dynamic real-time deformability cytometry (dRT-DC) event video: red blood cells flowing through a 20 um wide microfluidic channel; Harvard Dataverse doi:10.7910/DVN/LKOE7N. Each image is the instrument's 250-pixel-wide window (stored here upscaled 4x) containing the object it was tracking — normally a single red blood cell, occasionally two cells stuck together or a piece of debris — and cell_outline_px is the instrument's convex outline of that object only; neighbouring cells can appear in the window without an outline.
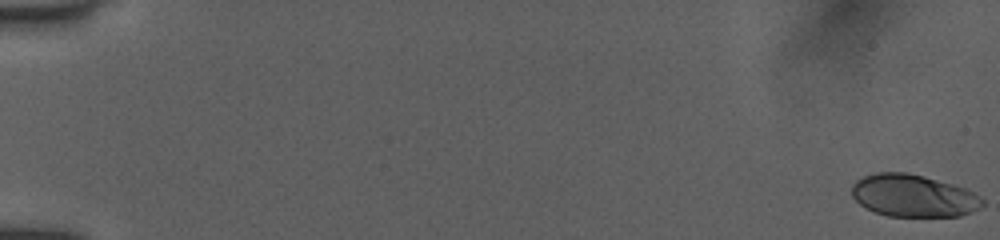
{"species": "human", "species_latin": "Homo sapiens", "temperature_condition": "room temperature", "stored_images_in_passage": 9, "camera_frame_rate_fps": 3000, "um_per_image_px": 0.085, "donor": {"sex": "female"}, "frame": {"image": 1, "passage_image": 1, "time_ms": 0.0, "image_size_px": [1000, 240], "cell_outline_px": [[984, 204], [960, 216], [888, 216], [876, 212], [860, 204], [852, 196], [852, 184], [856, 180], [864, 176], [876, 172], [908, 172], [924, 176], [968, 188], [984, 200]], "centroid_in_image_um": [77.62, 16.62], "position_along_channel_um": 7.4, "area_um2": 32.14}}
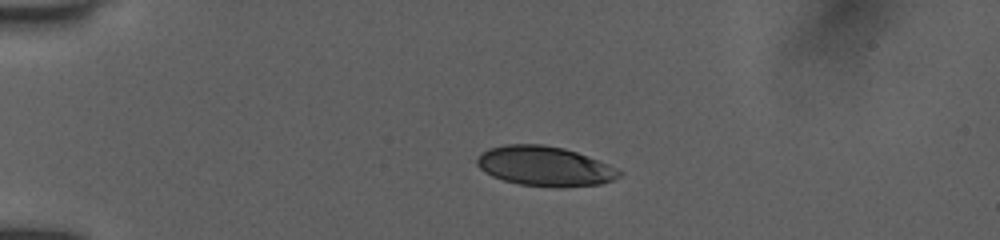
{"frame": {"image": 2, "passage_image": 8, "time_ms": 4.333, "image_size_px": [1000, 240], "cell_outline_px": [[624, 172], [620, 176], [612, 180], [600, 184], [520, 184], [504, 180], [492, 176], [484, 172], [476, 164], [476, 160], [488, 148], [504, 144], [544, 144], [564, 148], [576, 152], [608, 164]], "centroid_in_image_um": [46.26, 14.07], "position_along_channel_um": 38.7, "area_um2": 31.79}}